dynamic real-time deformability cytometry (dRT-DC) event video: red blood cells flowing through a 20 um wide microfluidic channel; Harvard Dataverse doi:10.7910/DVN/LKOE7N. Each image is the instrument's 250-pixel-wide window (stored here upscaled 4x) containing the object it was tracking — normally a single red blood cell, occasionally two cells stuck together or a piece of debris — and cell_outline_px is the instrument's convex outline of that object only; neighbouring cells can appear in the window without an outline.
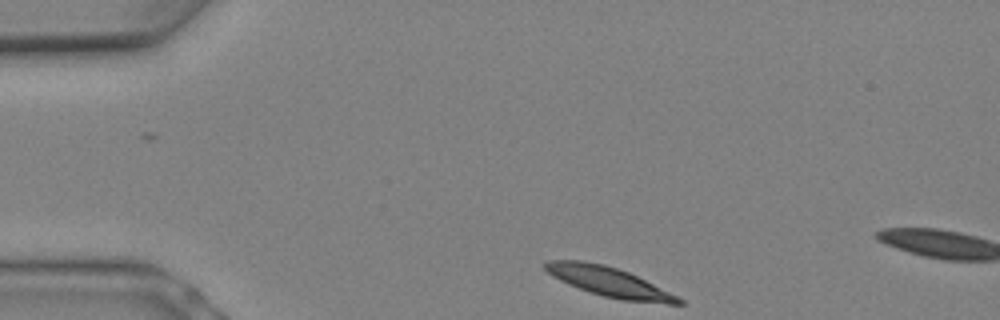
{"species": "Egyptian fruit bat (a non-hibernating species)", "species_latin": "Rousettus aegyptiacus", "temperature_condition": "warm", "stored_images_in_passage": 3, "camera_frame_rate_fps": 3000, "um_per_image_px": 0.085, "animal": {"sex": "female"}, "frame": {"image": 1, "passage_image": 1, "time_ms": 0.0, "image_size_px": [1000, 320], "cell_outline_px": [[684, 304], [668, 304], [620, 300], [604, 296], [568, 284], [552, 276], [544, 268], [544, 264], [548, 260], [584, 260], [604, 264], [628, 272], [684, 300]], "centroid_in_image_um": [51.74, 23.95], "position_along_channel_um": 33.3, "area_um2": 22.6}}